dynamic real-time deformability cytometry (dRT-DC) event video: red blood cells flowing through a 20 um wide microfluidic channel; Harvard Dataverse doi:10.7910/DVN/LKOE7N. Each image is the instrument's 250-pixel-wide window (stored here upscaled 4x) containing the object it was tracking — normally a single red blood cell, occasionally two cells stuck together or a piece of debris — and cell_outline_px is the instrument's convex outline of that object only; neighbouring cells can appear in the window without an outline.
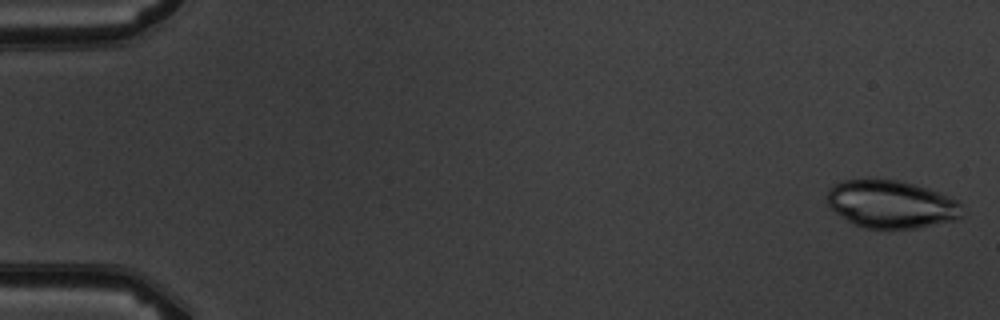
{"species": "common noctule bat (a hibernating species)", "species_latin": "Nyctalus noctula", "temperature_condition": "warm", "stored_images_in_passage": 4, "camera_frame_rate_fps": 3000, "um_per_image_px": 0.085, "animal": {"sex": "male", "body_mass_g": 19.5, "forearm_length_mm": 54.6}, "frame": {"image": 1, "passage_image": 1, "time_ms": 0.0, "image_size_px": [1000, 320], "cell_outline_px": [[968, 212], [964, 216], [956, 220], [920, 228], [864, 228], [848, 220], [836, 212], [828, 204], [828, 188], [844, 180], [900, 180], [928, 188], [948, 196], [956, 200]], "centroid_in_image_um": [75.84, 17.37], "position_along_channel_um": 9.2, "area_um2": 37.57}}